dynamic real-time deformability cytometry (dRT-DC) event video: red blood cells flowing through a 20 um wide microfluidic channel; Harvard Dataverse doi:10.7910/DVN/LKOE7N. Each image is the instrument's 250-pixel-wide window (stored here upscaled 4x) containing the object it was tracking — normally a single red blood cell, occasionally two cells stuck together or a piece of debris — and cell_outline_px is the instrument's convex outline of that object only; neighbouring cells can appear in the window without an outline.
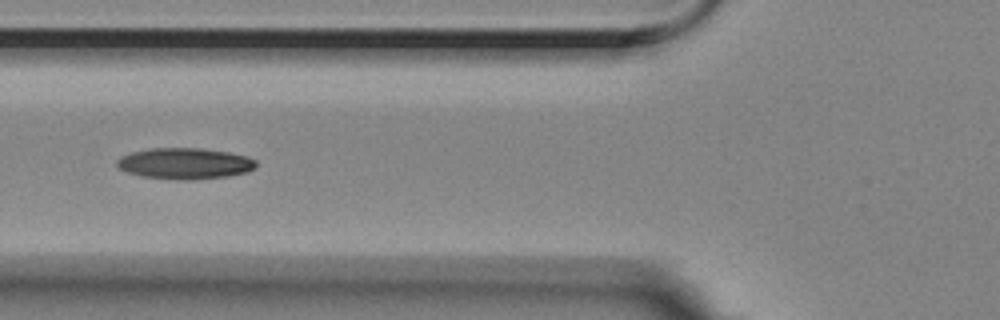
{"species": "Egyptian fruit bat (a non-hibernating species)", "species_latin": "Rousettus aegyptiacus", "temperature_condition": "room temperature", "stored_images_in_passage": 5, "camera_frame_rate_fps": 3000, "um_per_image_px": 0.085, "animal": {"sex": "female"}, "frame": {"image": 1, "passage_image": 4, "time_ms": 1.0, "image_size_px": [1000, 320], "cell_outline_px": [[256, 168], [248, 172], [228, 176], [192, 180], [176, 180], [140, 176], [128, 172], [120, 168], [116, 164], [116, 160], [120, 156], [132, 152], [148, 148], [200, 148], [228, 152], [248, 156], [256, 160]], "centroid_in_image_um": [15.72, 13.9], "position_along_channel_um": 110.1, "area_um2": 25.49}}
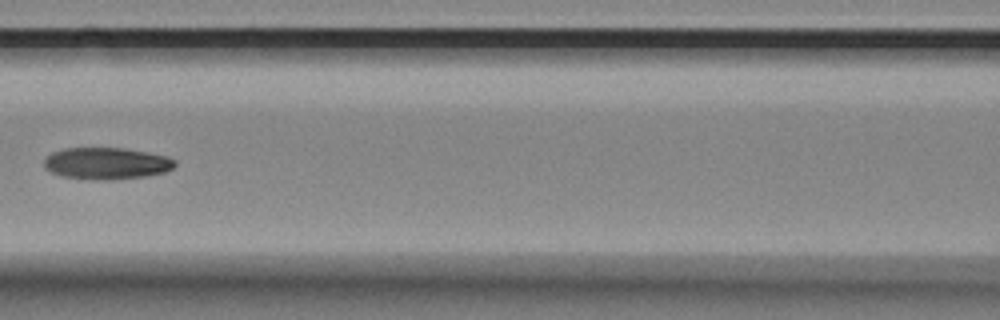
{"frame": {"image": 2, "passage_image": 5, "time_ms": 1.333, "image_size_px": [1000, 320], "cell_outline_px": [[176, 164], [172, 168], [164, 172], [144, 176], [112, 180], [100, 180], [64, 176], [52, 172], [44, 168], [44, 160], [52, 152], [64, 148], [124, 148], [148, 152], [168, 156], [176, 160]], "centroid_in_image_um": [9.07, 13.88], "position_along_channel_um": 157.5, "area_um2": 24.16}}